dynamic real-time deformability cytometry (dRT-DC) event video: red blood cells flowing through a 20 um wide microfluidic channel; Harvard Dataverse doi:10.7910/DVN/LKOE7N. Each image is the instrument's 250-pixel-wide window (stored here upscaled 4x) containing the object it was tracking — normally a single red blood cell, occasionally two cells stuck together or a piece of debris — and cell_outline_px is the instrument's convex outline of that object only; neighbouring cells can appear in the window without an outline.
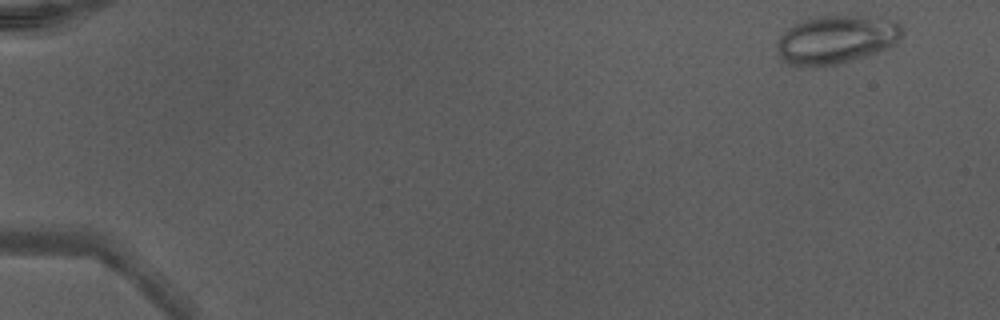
{"species": "Egyptian fruit bat (a non-hibernating species)", "species_latin": "Rousettus aegyptiacus", "temperature_condition": "warm", "stored_images_in_passage": 48, "camera_frame_rate_fps": 3000, "um_per_image_px": 0.085, "animal": {"sex": "male"}, "frame": {"image": 1, "passage_image": 2, "time_ms": 0.333, "image_size_px": [1000, 320], "cell_outline_px": [[904, 36], [888, 48], [840, 64], [816, 68], [792, 64], [776, 48], [776, 40], [788, 28], [800, 20], [816, 16], [860, 16], [896, 20], [904, 28]], "centroid_in_image_um": [71.13, 3.35], "position_along_channel_um": 13.9, "area_um2": 35.37}}
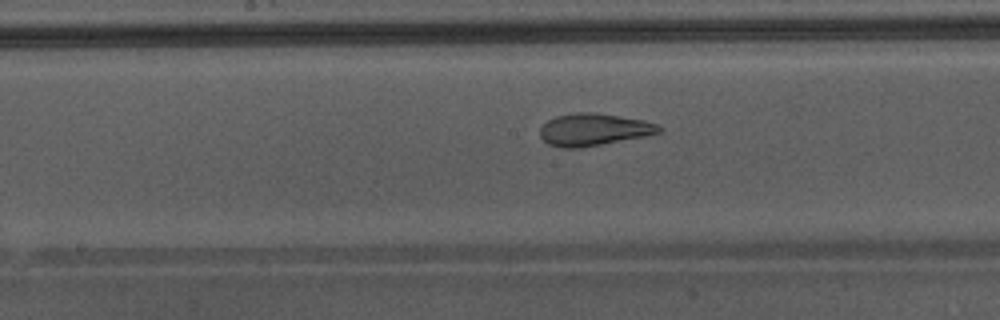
{"frame": {"image": 2, "passage_image": 26, "time_ms": 8.333, "image_size_px": [1000, 320], "cell_outline_px": [[664, 128], [660, 132], [644, 136], [580, 148], [560, 148], [548, 144], [540, 136], [540, 128], [548, 120], [556, 116], [576, 112], [592, 112], [644, 120], [656, 124]], "centroid_in_image_um": [50.44, 11.01], "position_along_channel_um": 197.8, "area_um2": 22.2}}
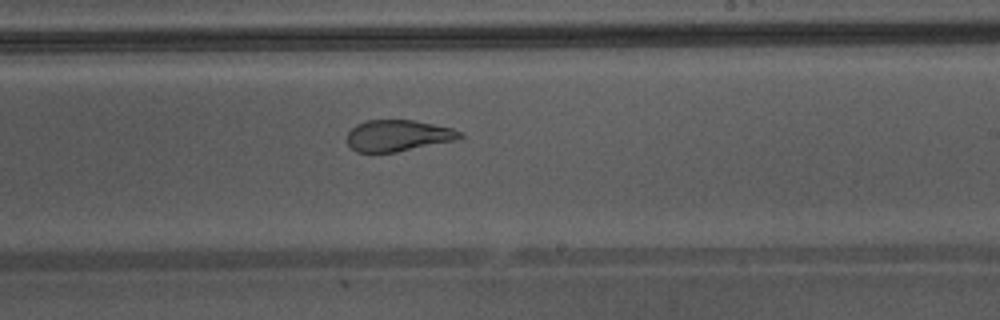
{"frame": {"image": 3, "passage_image": 30, "time_ms": 9.667, "image_size_px": [1000, 320], "cell_outline_px": [[464, 136], [460, 140], [396, 152], [356, 152], [348, 144], [348, 132], [356, 124], [364, 120], [416, 120], [452, 128], [460, 132]], "centroid_in_image_um": [33.87, 11.52], "position_along_channel_um": 255.1, "area_um2": 20.81}, "authors_computed_cell_mechanics": {"area_um2": 26.8192, "velocity_mm_per_s": 4.3307, "shape_relaxation_time_tau1_ms": null, "shape_relaxation_time_tau2_ms": 0.8939, "deformation_change_tau1": null, "deformation_change_tau2": 0.0898}}